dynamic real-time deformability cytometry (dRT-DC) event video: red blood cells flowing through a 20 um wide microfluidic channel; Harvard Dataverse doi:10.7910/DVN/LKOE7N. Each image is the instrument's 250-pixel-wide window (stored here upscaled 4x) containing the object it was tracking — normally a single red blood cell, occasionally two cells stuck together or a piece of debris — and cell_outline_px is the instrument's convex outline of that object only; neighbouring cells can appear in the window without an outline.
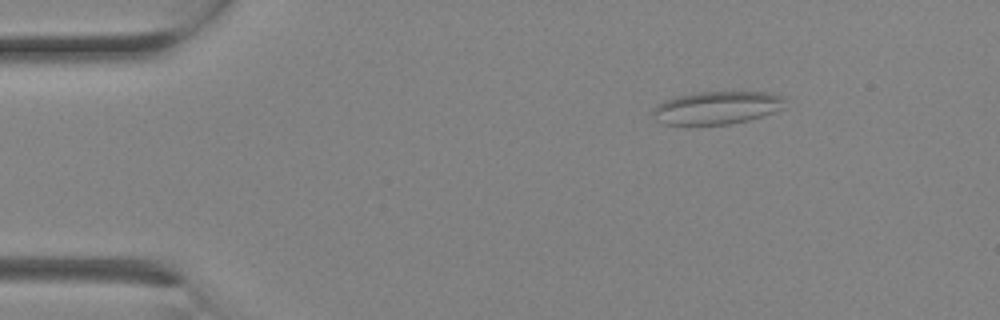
{"species": "Egyptian fruit bat (a non-hibernating species)", "species_latin": "Rousettus aegyptiacus", "temperature_condition": "room temperature", "stored_images_in_passage": 2, "camera_frame_rate_fps": 3000, "um_per_image_px": 0.085, "animal": {"sex": "female"}, "frame": {"image": 1, "passage_image": 2, "time_ms": 0.333, "image_size_px": [1000, 320], "cell_outline_px": [[784, 108], [748, 120], [728, 124], [664, 124], [656, 120], [652, 116], [652, 108], [656, 104], [676, 96], [696, 92], [768, 92], [780, 96], [784, 100]], "centroid_in_image_um": [60.87, 9.15], "position_along_channel_um": 24.1, "area_um2": 25.14}}